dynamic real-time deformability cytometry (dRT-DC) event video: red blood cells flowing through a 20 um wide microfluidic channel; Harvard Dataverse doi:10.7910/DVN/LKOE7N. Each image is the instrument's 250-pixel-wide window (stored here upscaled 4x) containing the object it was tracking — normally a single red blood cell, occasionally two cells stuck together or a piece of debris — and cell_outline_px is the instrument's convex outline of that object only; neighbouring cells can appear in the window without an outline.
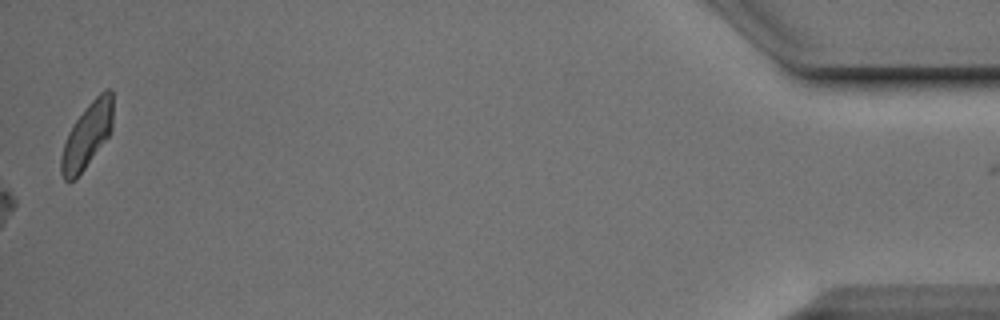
{"species": "Egyptian fruit bat (a non-hibernating species)", "species_latin": "Rousettus aegyptiacus", "temperature_condition": "cold", "stored_images_in_passage": 46, "camera_frame_rate_fps": 3000, "um_per_image_px": 0.085, "animal": {"sex": "male"}, "frame": {"image": 1, "passage_image": 46, "time_ms": 15.0, "image_size_px": [1000, 320], "cell_outline_px": [[112, 128], [108, 136], [76, 180], [64, 180], [60, 172], [60, 160], [64, 144], [68, 132], [76, 120], [88, 104], [104, 88], [112, 88]], "centroid_in_image_um": [7.4, 11.51], "position_along_channel_um": 427.8, "area_um2": 19.48}, "authors_computed_cell_mechanics": {"area_um2": 20.1144, "velocity_mm_per_s": 3.8829, "shape_relaxation_time_tau1_ms": 2.4473, "shape_relaxation_time_tau2_ms": null, "deformation_change_tau1": 0.0931, "deformation_change_tau2": null}}